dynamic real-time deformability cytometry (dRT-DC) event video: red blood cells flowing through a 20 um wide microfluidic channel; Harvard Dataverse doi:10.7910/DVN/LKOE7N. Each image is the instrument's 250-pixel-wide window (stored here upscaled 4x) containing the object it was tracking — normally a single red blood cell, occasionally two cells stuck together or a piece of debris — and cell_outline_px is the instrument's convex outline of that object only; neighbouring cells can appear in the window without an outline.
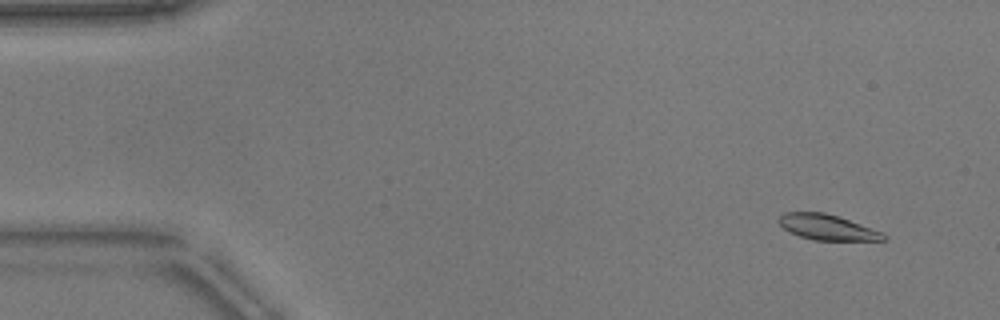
{"species": "common noctule bat (a hibernating species)", "species_latin": "Nyctalus noctula", "temperature_condition": "warm", "stored_images_in_passage": 53, "camera_frame_rate_fps": 3000, "um_per_image_px": 0.085, "animal": {"sex": "male", "body_mass_g": 17.9}, "frame": {"image": 1, "passage_image": 4, "time_ms": 1.0, "image_size_px": [1000, 320], "cell_outline_px": [[888, 240], [812, 240], [800, 236], [784, 228], [776, 220], [784, 212], [824, 212], [884, 232], [888, 236]], "centroid_in_image_um": [70.34, 19.32], "position_along_channel_um": 14.7, "area_um2": 15.43}}
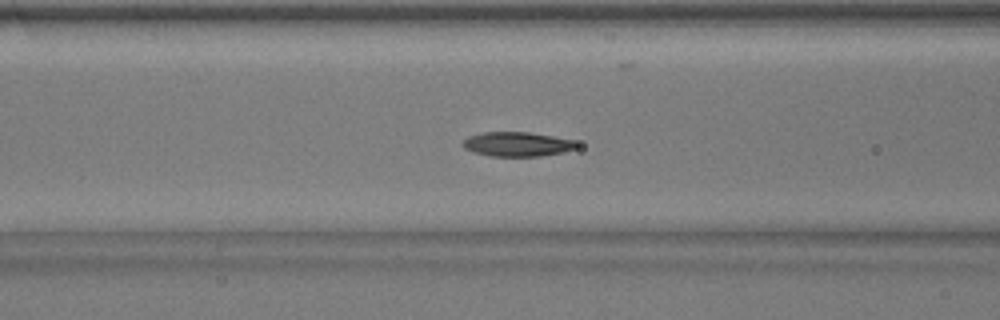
{"frame": {"image": 2, "passage_image": 21, "time_ms": 6.667, "image_size_px": [1000, 320], "cell_outline_px": [[580, 144], [576, 148], [564, 152], [540, 156], [488, 156], [472, 152], [464, 148], [460, 144], [468, 136], [484, 132], [528, 132], [576, 140]], "centroid_in_image_um": [43.96, 12.26], "position_along_channel_um": 122.6, "area_um2": 16.42}}
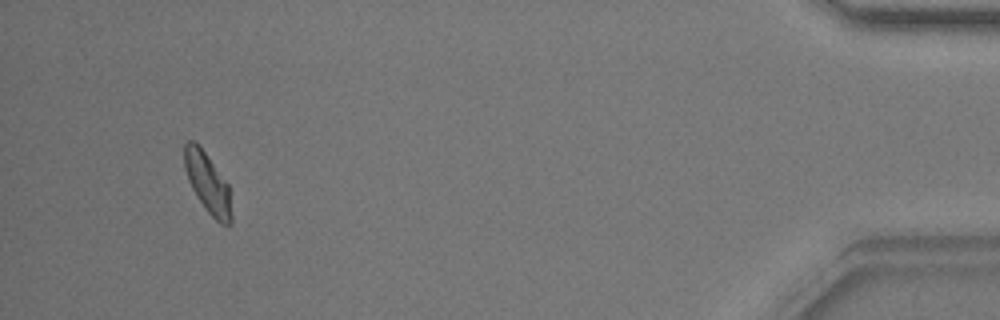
{"frame": {"image": 3, "passage_image": 50, "time_ms": 16.333, "image_size_px": [1000, 320], "cell_outline_px": [[232, 224], [220, 224], [208, 212], [196, 196], [188, 180], [184, 168], [184, 144], [188, 140], [192, 140], [204, 152], [228, 184], [232, 216]], "centroid_in_image_um": [17.64, 15.59], "position_along_channel_um": 417.6, "area_um2": 16.18}, "authors_computed_cell_mechanics": {"area_um2": 16.3574, "velocity_mm_per_s": 3.8047, "shape_relaxation_time_tau1_ms": 4.2785, "shape_relaxation_time_tau2_ms": 4.4662, "deformation_change_tau1": 0.1308, "deformation_change_tau2": 0.0842}}